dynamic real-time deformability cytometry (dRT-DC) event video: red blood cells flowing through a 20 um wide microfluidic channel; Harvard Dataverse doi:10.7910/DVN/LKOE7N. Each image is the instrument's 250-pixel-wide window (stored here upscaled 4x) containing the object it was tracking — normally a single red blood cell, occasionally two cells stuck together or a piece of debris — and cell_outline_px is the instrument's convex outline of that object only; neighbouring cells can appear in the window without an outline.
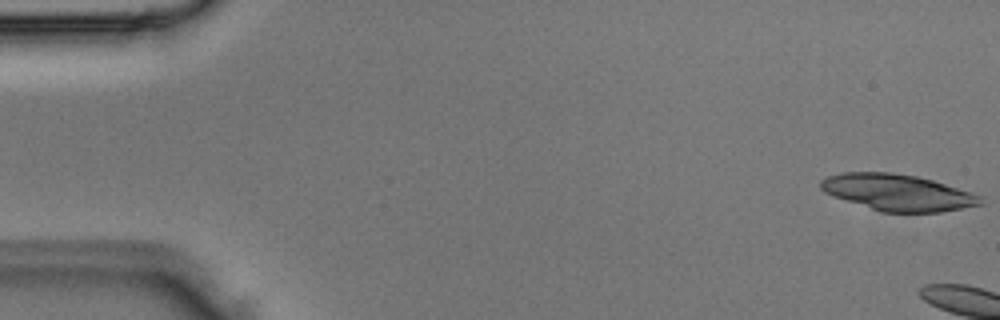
{"species": "Egyptian fruit bat (a non-hibernating species)", "species_latin": "Rousettus aegyptiacus", "temperature_condition": "room temperature", "stored_images_in_passage": 4, "camera_frame_rate_fps": 3000, "um_per_image_px": 0.085, "animal": {"sex": "male"}, "frame": {"image": 1, "passage_image": 1, "time_ms": 0.0, "image_size_px": [1000, 320], "cell_outline_px": [[984, 204], [940, 212], [884, 212], [832, 196], [824, 192], [820, 188], [820, 180], [828, 176], [840, 172], [892, 172], [916, 176], [932, 180], [972, 192], [980, 196]], "centroid_in_image_um": [76.29, 16.35], "position_along_channel_um": 8.7, "area_um2": 33.76}}